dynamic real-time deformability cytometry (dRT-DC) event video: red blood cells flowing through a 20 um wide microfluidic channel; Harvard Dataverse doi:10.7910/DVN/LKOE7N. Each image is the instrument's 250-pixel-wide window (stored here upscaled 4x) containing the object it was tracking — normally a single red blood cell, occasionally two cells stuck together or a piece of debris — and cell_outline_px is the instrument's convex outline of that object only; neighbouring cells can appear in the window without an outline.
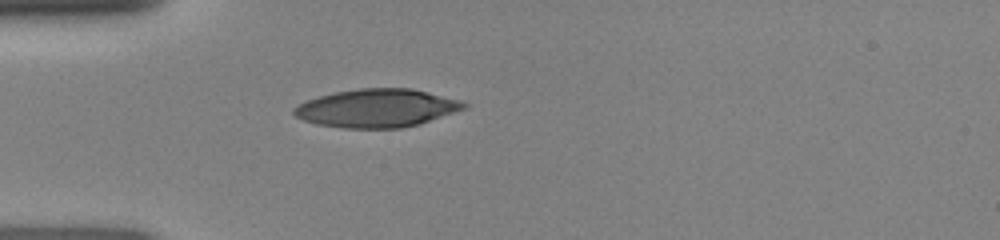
{"species": "human", "species_latin": "Homo sapiens", "temperature_condition": "room temperature", "stored_images_in_passage": 35, "camera_frame_rate_fps": 3000, "um_per_image_px": 0.085, "donor": {"sex": "female"}, "frame": {"image": 1, "passage_image": 1, "time_ms": 0.0, "image_size_px": [1000, 240], "cell_outline_px": [[468, 108], [420, 124], [400, 128], [344, 128], [316, 124], [304, 120], [296, 116], [292, 112], [292, 108], [308, 100], [320, 96], [336, 92], [360, 88], [412, 88], [460, 100], [468, 104]], "centroid_in_image_um": [32.07, 9.19], "position_along_channel_um": 52.9, "area_um2": 37.86}}
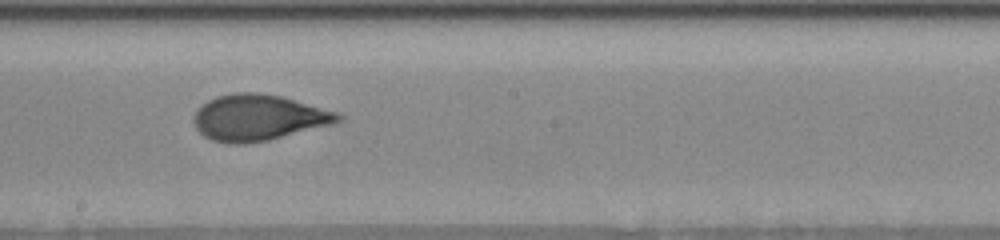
{"frame": {"image": 2, "passage_image": 14, "time_ms": 4.333, "image_size_px": [1000, 240], "cell_outline_px": [[344, 120], [332, 124], [268, 140], [244, 144], [228, 144], [212, 140], [204, 136], [196, 128], [192, 120], [196, 112], [208, 100], [216, 96], [236, 92], [256, 92], [280, 96], [340, 112], [344, 116]], "centroid_in_image_um": [21.99, 10.0], "position_along_channel_um": 226.2, "area_um2": 38.73}}
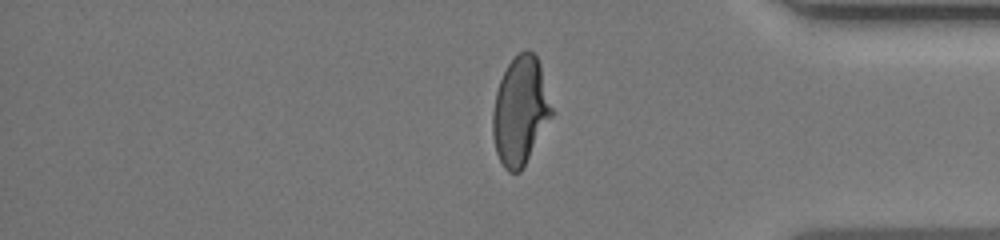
{"frame": {"image": 3, "passage_image": 27, "time_ms": 8.667, "image_size_px": [1000, 240], "cell_outline_px": [[552, 116], [520, 172], [508, 172], [504, 168], [496, 152], [492, 132], [492, 112], [496, 92], [500, 80], [508, 64], [520, 52], [528, 48], [536, 56], [540, 64], [552, 108]], "centroid_in_image_um": [44.21, 9.42], "position_along_channel_um": 391.0, "area_um2": 36.76}}